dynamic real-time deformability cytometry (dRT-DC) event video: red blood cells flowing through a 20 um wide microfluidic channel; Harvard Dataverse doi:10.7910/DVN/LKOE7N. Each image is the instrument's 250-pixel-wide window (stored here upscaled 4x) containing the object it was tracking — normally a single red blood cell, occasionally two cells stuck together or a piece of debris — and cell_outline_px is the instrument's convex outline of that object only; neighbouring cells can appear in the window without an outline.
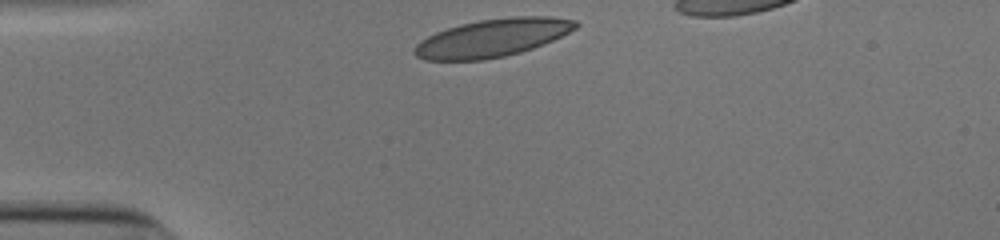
{"species": "human", "species_latin": "Homo sapiens", "temperature_condition": "cold", "stored_images_in_passage": 30, "camera_frame_rate_fps": 3000, "um_per_image_px": 0.085, "donor": {"sex": "male"}, "frame": {"image": 1, "passage_image": 1, "time_ms": 0.0, "image_size_px": [1000, 240], "cell_outline_px": [[580, 24], [576, 28], [544, 44], [520, 52], [504, 56], [484, 60], [424, 60], [416, 56], [412, 52], [416, 44], [420, 40], [436, 32], [460, 24], [480, 20], [512, 16], [552, 16], [576, 20]], "centroid_in_image_um": [41.85, 3.21], "position_along_channel_um": 43.1, "area_um2": 35.6}}
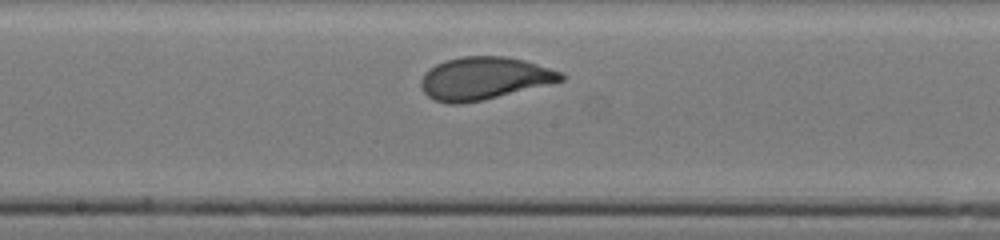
{"frame": {"image": 2, "passage_image": 16, "time_ms": 5.0, "image_size_px": [1000, 240], "cell_outline_px": [[564, 80], [484, 100], [464, 104], [448, 104], [432, 100], [420, 88], [420, 80], [424, 72], [436, 64], [444, 60], [464, 56], [504, 56], [524, 60], [564, 72]], "centroid_in_image_um": [41.11, 6.66], "position_along_channel_um": 207.1, "area_um2": 35.03}}
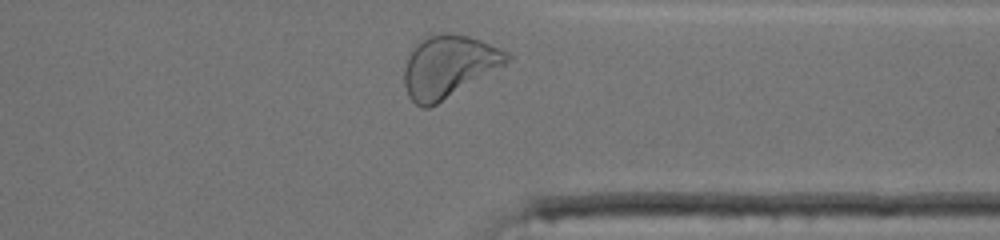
{"frame": {"image": 3, "passage_image": 29, "time_ms": 9.333, "image_size_px": [1000, 240], "cell_outline_px": [[512, 60], [436, 104], [428, 108], [420, 108], [408, 96], [404, 84], [404, 68], [408, 56], [428, 36], [440, 32], [448, 32], [468, 36], [480, 40], [500, 48], [508, 52], [512, 56]], "centroid_in_image_um": [38.14, 5.64], "position_along_channel_um": 373.3, "area_um2": 36.59}, "authors_computed_cell_mechanics": {"area_um2": 34.6222, "velocity_mm_per_s": 3.8606, "shape_relaxation_time_tau1_ms": 3.3482, "shape_relaxation_time_tau2_ms": null, "deformation_change_tau1": 0.1548, "deformation_change_tau2": null}}